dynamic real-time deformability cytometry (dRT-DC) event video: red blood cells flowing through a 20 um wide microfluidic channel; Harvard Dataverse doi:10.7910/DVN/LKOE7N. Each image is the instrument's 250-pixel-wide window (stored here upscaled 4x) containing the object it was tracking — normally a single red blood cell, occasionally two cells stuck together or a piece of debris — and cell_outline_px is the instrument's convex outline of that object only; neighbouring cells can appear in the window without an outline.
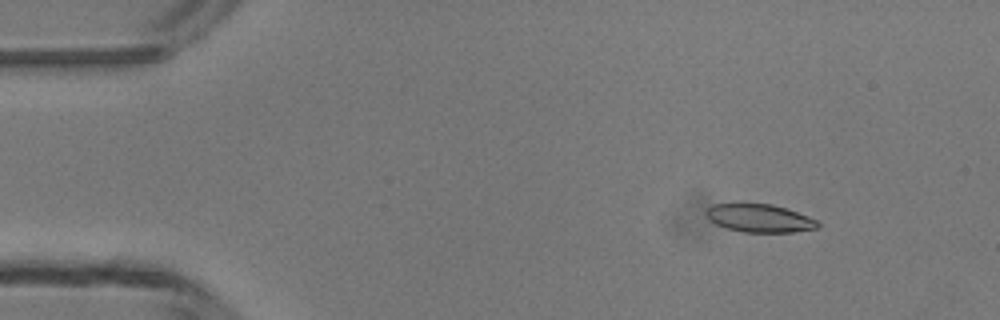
{"species": "common noctule bat (a hibernating species)", "species_latin": "Nyctalus noctula", "temperature_condition": "room temperature", "stored_images_in_passage": 4, "camera_frame_rate_fps": 3000, "um_per_image_px": 0.085, "animal": {"sex": "male", "body_mass_g": 13.3}, "frame": {"image": 1, "passage_image": 2, "time_ms": 1.0, "image_size_px": [1000, 320], "cell_outline_px": [[820, 224], [816, 228], [792, 232], [744, 232], [728, 228], [716, 224], [708, 220], [704, 212], [712, 204], [772, 204], [820, 220]], "centroid_in_image_um": [64.55, 18.55], "position_along_channel_um": 20.4, "area_um2": 18.15}}